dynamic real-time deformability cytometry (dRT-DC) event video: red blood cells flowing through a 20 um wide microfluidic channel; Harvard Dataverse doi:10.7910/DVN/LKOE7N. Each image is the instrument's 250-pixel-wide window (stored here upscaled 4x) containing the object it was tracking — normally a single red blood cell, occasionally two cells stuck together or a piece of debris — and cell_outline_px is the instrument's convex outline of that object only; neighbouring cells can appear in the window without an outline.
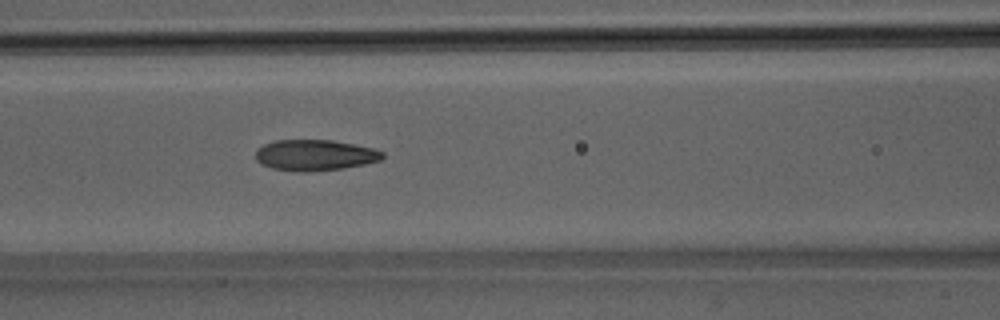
{"species": "Egyptian fruit bat (a non-hibernating species)", "species_latin": "Rousettus aegyptiacus", "temperature_condition": "room temperature", "stored_images_in_passage": 43, "camera_frame_rate_fps": 3000, "um_per_image_px": 0.085, "animal": {"sex": "male"}, "frame": {"image": 1, "passage_image": 15, "time_ms": 4.667, "image_size_px": [1000, 320], "cell_outline_px": [[384, 156], [380, 160], [364, 164], [344, 168], [308, 172], [300, 172], [272, 168], [260, 164], [256, 160], [256, 148], [264, 144], [276, 140], [332, 140], [372, 148], [384, 152]], "centroid_in_image_um": [26.73, 13.19], "position_along_channel_um": 139.9, "area_um2": 22.89}}
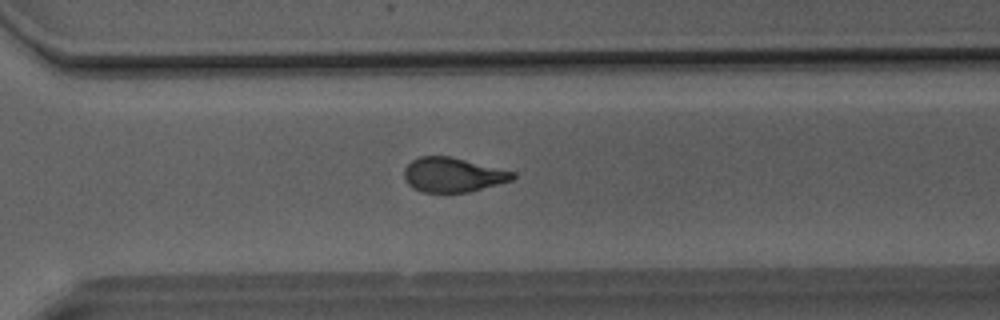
{"frame": {"image": 2, "passage_image": 29, "time_ms": 9.333, "image_size_px": [1000, 320], "cell_outline_px": [[516, 176], [512, 180], [468, 192], [424, 192], [412, 188], [408, 184], [404, 176], [404, 168], [412, 160], [420, 156], [452, 156], [516, 172]], "centroid_in_image_um": [38.49, 14.85], "position_along_channel_um": 332.1, "area_um2": 21.85}}
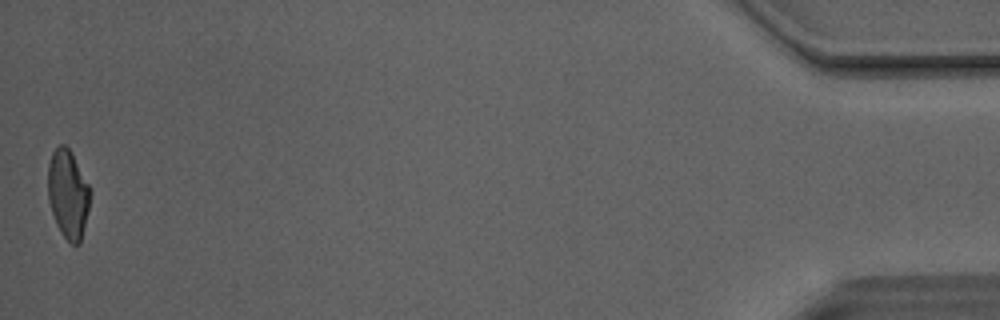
{"frame": {"image": 3, "passage_image": 43, "time_ms": 14.0, "image_size_px": [1000, 320], "cell_outline_px": [[92, 192], [80, 244], [72, 244], [60, 232], [56, 224], [48, 200], [48, 164], [52, 152], [60, 144], [64, 144], [72, 152]], "centroid_in_image_um": [5.78, 16.48], "position_along_channel_um": 429.4, "area_um2": 21.79}, "authors_computed_cell_mechanics": {"area_um2": 22.7732, "velocity_mm_per_s": 4.13, "shape_relaxation_time_tau1_ms": 5.4502, "shape_relaxation_time_tau2_ms": 1.5228, "deformation_change_tau1": 0.1803, "deformation_change_tau2": 0.0783}}